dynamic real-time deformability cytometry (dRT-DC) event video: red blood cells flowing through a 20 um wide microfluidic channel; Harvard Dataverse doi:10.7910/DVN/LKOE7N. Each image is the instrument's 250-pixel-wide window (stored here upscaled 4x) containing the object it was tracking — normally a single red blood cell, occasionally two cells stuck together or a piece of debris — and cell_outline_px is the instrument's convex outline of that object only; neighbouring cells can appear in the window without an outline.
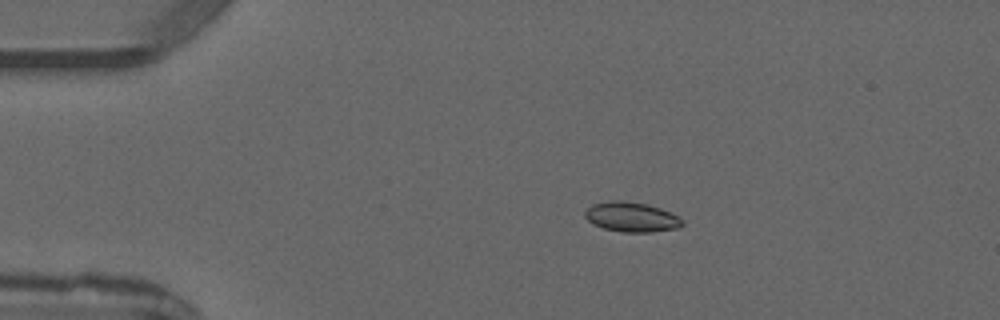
{"species": "common noctule bat (a hibernating species)", "species_latin": "Nyctalus noctula", "temperature_condition": "warm", "stored_images_in_passage": 2, "camera_frame_rate_fps": 3000, "um_per_image_px": 0.085, "animal": {"sex": "male", "forearm_length_mm": 52.5}, "frame": {"image": 1, "passage_image": 2, "time_ms": 1.0, "image_size_px": [1000, 320], "cell_outline_px": [[684, 224], [680, 228], [652, 232], [620, 232], [604, 228], [592, 224], [584, 216], [584, 212], [592, 204], [612, 200], [620, 200], [648, 204], [672, 212], [684, 220]], "centroid_in_image_um": [53.71, 18.45], "position_along_channel_um": 31.3, "area_um2": 17.17}}